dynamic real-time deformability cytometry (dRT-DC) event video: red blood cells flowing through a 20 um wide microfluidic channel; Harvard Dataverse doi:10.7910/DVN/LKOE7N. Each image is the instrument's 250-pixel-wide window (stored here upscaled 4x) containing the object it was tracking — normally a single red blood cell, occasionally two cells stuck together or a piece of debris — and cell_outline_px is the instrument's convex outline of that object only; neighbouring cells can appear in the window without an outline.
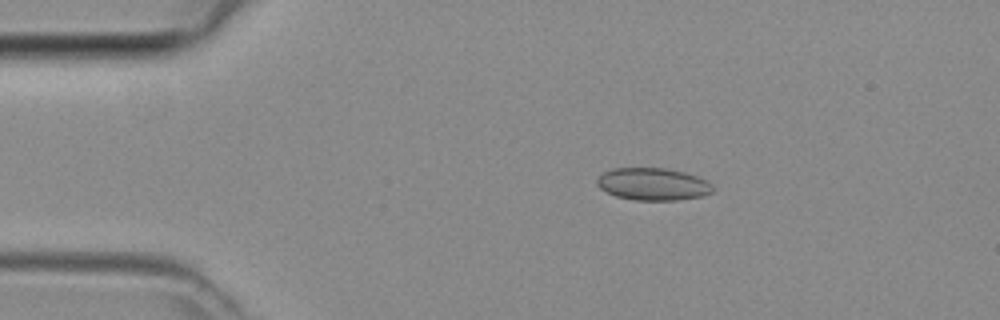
{"species": "common noctule bat (a hibernating species)", "species_latin": "Nyctalus noctula", "temperature_condition": "room temperature", "stored_images_in_passage": 39, "camera_frame_rate_fps": 3000, "um_per_image_px": 0.085, "animal": {"sex": "female", "body_mass_g": 29.2, "forearm_length_mm": 56.3}, "frame": {"image": 1, "passage_image": 2, "time_ms": 0.333, "image_size_px": [1000, 320], "cell_outline_px": [[712, 192], [704, 196], [676, 200], [632, 200], [616, 196], [600, 188], [596, 184], [596, 180], [604, 172], [612, 168], [664, 168], [684, 172], [708, 180], [712, 184]], "centroid_in_image_um": [55.51, 15.65], "position_along_channel_um": 29.5, "area_um2": 21.85}}
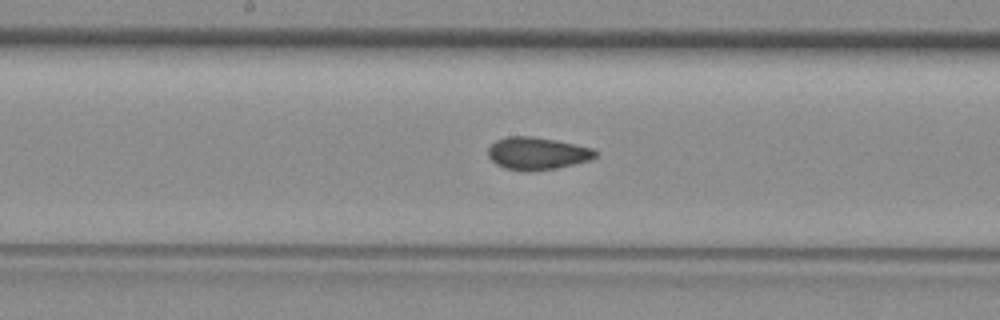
{"frame": {"image": 2, "passage_image": 17, "time_ms": 5.333, "image_size_px": [1000, 320], "cell_outline_px": [[596, 156], [592, 160], [556, 168], [532, 172], [524, 172], [504, 168], [496, 164], [488, 156], [488, 148], [496, 140], [508, 136], [532, 136], [592, 148], [596, 152]], "centroid_in_image_um": [45.63, 13.06], "position_along_channel_um": 202.6, "area_um2": 20.29}}
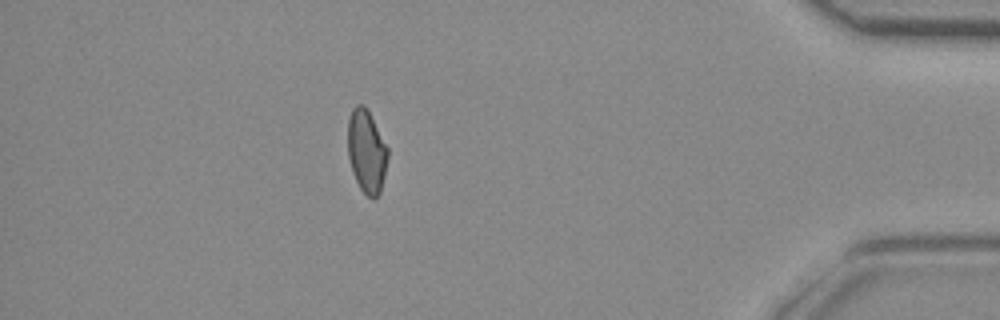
{"frame": {"image": 3, "passage_image": 34, "time_ms": 11.0, "image_size_px": [1000, 320], "cell_outline_px": [[388, 156], [384, 176], [380, 192], [372, 200], [360, 188], [352, 172], [348, 156], [348, 120], [352, 108], [356, 104], [364, 104], [388, 148]], "centroid_in_image_um": [31.14, 12.86], "position_along_channel_um": 404.1, "area_um2": 19.19}}